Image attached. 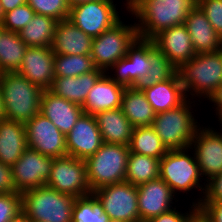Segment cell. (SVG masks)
<instances>
[{"mask_svg":"<svg viewBox=\"0 0 222 222\" xmlns=\"http://www.w3.org/2000/svg\"><path fill=\"white\" fill-rule=\"evenodd\" d=\"M196 5L222 39V0H196Z\"/></svg>","mask_w":222,"mask_h":222,"instance_id":"39","label":"cell"},{"mask_svg":"<svg viewBox=\"0 0 222 222\" xmlns=\"http://www.w3.org/2000/svg\"><path fill=\"white\" fill-rule=\"evenodd\" d=\"M201 202H222V172L207 181Z\"/></svg>","mask_w":222,"mask_h":222,"instance_id":"41","label":"cell"},{"mask_svg":"<svg viewBox=\"0 0 222 222\" xmlns=\"http://www.w3.org/2000/svg\"><path fill=\"white\" fill-rule=\"evenodd\" d=\"M27 0H0L4 12L14 10L16 7L26 4Z\"/></svg>","mask_w":222,"mask_h":222,"instance_id":"45","label":"cell"},{"mask_svg":"<svg viewBox=\"0 0 222 222\" xmlns=\"http://www.w3.org/2000/svg\"><path fill=\"white\" fill-rule=\"evenodd\" d=\"M121 109L133 127L152 126L156 115L145 93L133 87L125 88Z\"/></svg>","mask_w":222,"mask_h":222,"instance_id":"28","label":"cell"},{"mask_svg":"<svg viewBox=\"0 0 222 222\" xmlns=\"http://www.w3.org/2000/svg\"><path fill=\"white\" fill-rule=\"evenodd\" d=\"M150 64L151 68L148 73L141 76L133 88L143 91L162 81L171 79L176 73L177 68L164 56L162 52L157 50L150 40Z\"/></svg>","mask_w":222,"mask_h":222,"instance_id":"31","label":"cell"},{"mask_svg":"<svg viewBox=\"0 0 222 222\" xmlns=\"http://www.w3.org/2000/svg\"><path fill=\"white\" fill-rule=\"evenodd\" d=\"M54 56L51 47H27L16 73L43 90H48L55 78Z\"/></svg>","mask_w":222,"mask_h":222,"instance_id":"19","label":"cell"},{"mask_svg":"<svg viewBox=\"0 0 222 222\" xmlns=\"http://www.w3.org/2000/svg\"><path fill=\"white\" fill-rule=\"evenodd\" d=\"M55 77H76L98 68L90 55H55Z\"/></svg>","mask_w":222,"mask_h":222,"instance_id":"34","label":"cell"},{"mask_svg":"<svg viewBox=\"0 0 222 222\" xmlns=\"http://www.w3.org/2000/svg\"><path fill=\"white\" fill-rule=\"evenodd\" d=\"M9 222H30L27 216L22 212L14 219H11Z\"/></svg>","mask_w":222,"mask_h":222,"instance_id":"47","label":"cell"},{"mask_svg":"<svg viewBox=\"0 0 222 222\" xmlns=\"http://www.w3.org/2000/svg\"><path fill=\"white\" fill-rule=\"evenodd\" d=\"M125 3L126 11L138 20V37L151 39L164 29L184 24L196 0H125Z\"/></svg>","mask_w":222,"mask_h":222,"instance_id":"1","label":"cell"},{"mask_svg":"<svg viewBox=\"0 0 222 222\" xmlns=\"http://www.w3.org/2000/svg\"><path fill=\"white\" fill-rule=\"evenodd\" d=\"M150 40L176 68L196 55L191 35L184 24L164 29Z\"/></svg>","mask_w":222,"mask_h":222,"instance_id":"18","label":"cell"},{"mask_svg":"<svg viewBox=\"0 0 222 222\" xmlns=\"http://www.w3.org/2000/svg\"><path fill=\"white\" fill-rule=\"evenodd\" d=\"M160 159L129 153L125 181L138 186L159 178Z\"/></svg>","mask_w":222,"mask_h":222,"instance_id":"33","label":"cell"},{"mask_svg":"<svg viewBox=\"0 0 222 222\" xmlns=\"http://www.w3.org/2000/svg\"><path fill=\"white\" fill-rule=\"evenodd\" d=\"M0 193H16L12 179V170L0 162Z\"/></svg>","mask_w":222,"mask_h":222,"instance_id":"43","label":"cell"},{"mask_svg":"<svg viewBox=\"0 0 222 222\" xmlns=\"http://www.w3.org/2000/svg\"><path fill=\"white\" fill-rule=\"evenodd\" d=\"M189 207L191 209L189 208V212L187 211V213H183L178 209L176 210L178 207H175L169 212L151 218L147 222H188L199 211V207L193 203L192 205L190 204Z\"/></svg>","mask_w":222,"mask_h":222,"instance_id":"40","label":"cell"},{"mask_svg":"<svg viewBox=\"0 0 222 222\" xmlns=\"http://www.w3.org/2000/svg\"><path fill=\"white\" fill-rule=\"evenodd\" d=\"M159 177L170 186L177 197L181 192L188 194V192L193 191V188L194 190L197 188V192L201 196L198 195L197 201L193 199L194 201L191 203L200 205L206 182L203 183L204 185L201 184L202 180H205L201 177L199 165L191 148L169 150L160 159Z\"/></svg>","mask_w":222,"mask_h":222,"instance_id":"3","label":"cell"},{"mask_svg":"<svg viewBox=\"0 0 222 222\" xmlns=\"http://www.w3.org/2000/svg\"><path fill=\"white\" fill-rule=\"evenodd\" d=\"M27 147L25 124L0 119V162L12 167Z\"/></svg>","mask_w":222,"mask_h":222,"instance_id":"26","label":"cell"},{"mask_svg":"<svg viewBox=\"0 0 222 222\" xmlns=\"http://www.w3.org/2000/svg\"><path fill=\"white\" fill-rule=\"evenodd\" d=\"M188 222H207L206 218L198 211Z\"/></svg>","mask_w":222,"mask_h":222,"instance_id":"46","label":"cell"},{"mask_svg":"<svg viewBox=\"0 0 222 222\" xmlns=\"http://www.w3.org/2000/svg\"><path fill=\"white\" fill-rule=\"evenodd\" d=\"M184 25L191 35L196 54L216 52L222 49V39L197 5L189 11Z\"/></svg>","mask_w":222,"mask_h":222,"instance_id":"23","label":"cell"},{"mask_svg":"<svg viewBox=\"0 0 222 222\" xmlns=\"http://www.w3.org/2000/svg\"><path fill=\"white\" fill-rule=\"evenodd\" d=\"M149 59L150 39L138 37L129 47L126 56L113 64L108 69L109 72L106 73L117 84L125 88L133 87L136 81L150 70L151 64ZM110 72H113V74Z\"/></svg>","mask_w":222,"mask_h":222,"instance_id":"15","label":"cell"},{"mask_svg":"<svg viewBox=\"0 0 222 222\" xmlns=\"http://www.w3.org/2000/svg\"><path fill=\"white\" fill-rule=\"evenodd\" d=\"M4 112H5L4 100L0 89V119H4Z\"/></svg>","mask_w":222,"mask_h":222,"instance_id":"48","label":"cell"},{"mask_svg":"<svg viewBox=\"0 0 222 222\" xmlns=\"http://www.w3.org/2000/svg\"><path fill=\"white\" fill-rule=\"evenodd\" d=\"M53 159L27 147L11 167L16 192L45 186L51 175Z\"/></svg>","mask_w":222,"mask_h":222,"instance_id":"12","label":"cell"},{"mask_svg":"<svg viewBox=\"0 0 222 222\" xmlns=\"http://www.w3.org/2000/svg\"><path fill=\"white\" fill-rule=\"evenodd\" d=\"M2 29H3V28H2V24L0 23V32H1Z\"/></svg>","mask_w":222,"mask_h":222,"instance_id":"52","label":"cell"},{"mask_svg":"<svg viewBox=\"0 0 222 222\" xmlns=\"http://www.w3.org/2000/svg\"><path fill=\"white\" fill-rule=\"evenodd\" d=\"M95 118L104 143L130 145L133 126L121 108L99 112Z\"/></svg>","mask_w":222,"mask_h":222,"instance_id":"27","label":"cell"},{"mask_svg":"<svg viewBox=\"0 0 222 222\" xmlns=\"http://www.w3.org/2000/svg\"><path fill=\"white\" fill-rule=\"evenodd\" d=\"M57 22L53 17L35 14L18 35L28 47H51Z\"/></svg>","mask_w":222,"mask_h":222,"instance_id":"30","label":"cell"},{"mask_svg":"<svg viewBox=\"0 0 222 222\" xmlns=\"http://www.w3.org/2000/svg\"><path fill=\"white\" fill-rule=\"evenodd\" d=\"M104 73L97 69L76 77H55L48 90L82 107L89 91Z\"/></svg>","mask_w":222,"mask_h":222,"instance_id":"24","label":"cell"},{"mask_svg":"<svg viewBox=\"0 0 222 222\" xmlns=\"http://www.w3.org/2000/svg\"><path fill=\"white\" fill-rule=\"evenodd\" d=\"M35 15L34 10L26 3L8 11L4 15L2 28L6 31L19 32L32 20Z\"/></svg>","mask_w":222,"mask_h":222,"instance_id":"37","label":"cell"},{"mask_svg":"<svg viewBox=\"0 0 222 222\" xmlns=\"http://www.w3.org/2000/svg\"><path fill=\"white\" fill-rule=\"evenodd\" d=\"M129 146L103 143L86 162L91 191L125 181Z\"/></svg>","mask_w":222,"mask_h":222,"instance_id":"7","label":"cell"},{"mask_svg":"<svg viewBox=\"0 0 222 222\" xmlns=\"http://www.w3.org/2000/svg\"><path fill=\"white\" fill-rule=\"evenodd\" d=\"M114 0H93L70 7L68 19L92 38L112 28L121 18Z\"/></svg>","mask_w":222,"mask_h":222,"instance_id":"10","label":"cell"},{"mask_svg":"<svg viewBox=\"0 0 222 222\" xmlns=\"http://www.w3.org/2000/svg\"><path fill=\"white\" fill-rule=\"evenodd\" d=\"M209 102L213 103L212 106L215 107V115L217 118L222 114V84L210 95L207 99Z\"/></svg>","mask_w":222,"mask_h":222,"instance_id":"44","label":"cell"},{"mask_svg":"<svg viewBox=\"0 0 222 222\" xmlns=\"http://www.w3.org/2000/svg\"><path fill=\"white\" fill-rule=\"evenodd\" d=\"M67 3L69 4V6H74L80 3H84V2H89V1H93V0H66Z\"/></svg>","mask_w":222,"mask_h":222,"instance_id":"49","label":"cell"},{"mask_svg":"<svg viewBox=\"0 0 222 222\" xmlns=\"http://www.w3.org/2000/svg\"><path fill=\"white\" fill-rule=\"evenodd\" d=\"M92 41V37L64 19L56 24L51 50L55 55H90Z\"/></svg>","mask_w":222,"mask_h":222,"instance_id":"21","label":"cell"},{"mask_svg":"<svg viewBox=\"0 0 222 222\" xmlns=\"http://www.w3.org/2000/svg\"><path fill=\"white\" fill-rule=\"evenodd\" d=\"M94 115L82 114L66 135L67 154L82 160L95 154L103 144Z\"/></svg>","mask_w":222,"mask_h":222,"instance_id":"17","label":"cell"},{"mask_svg":"<svg viewBox=\"0 0 222 222\" xmlns=\"http://www.w3.org/2000/svg\"><path fill=\"white\" fill-rule=\"evenodd\" d=\"M27 146L42 155L57 158L66 156V136L42 113L25 123Z\"/></svg>","mask_w":222,"mask_h":222,"instance_id":"14","label":"cell"},{"mask_svg":"<svg viewBox=\"0 0 222 222\" xmlns=\"http://www.w3.org/2000/svg\"><path fill=\"white\" fill-rule=\"evenodd\" d=\"M35 14L53 17L57 21L68 19L70 6L66 0H27Z\"/></svg>","mask_w":222,"mask_h":222,"instance_id":"36","label":"cell"},{"mask_svg":"<svg viewBox=\"0 0 222 222\" xmlns=\"http://www.w3.org/2000/svg\"><path fill=\"white\" fill-rule=\"evenodd\" d=\"M202 126L196 130L190 148L194 151L201 177L207 182L222 172V131L210 125Z\"/></svg>","mask_w":222,"mask_h":222,"instance_id":"13","label":"cell"},{"mask_svg":"<svg viewBox=\"0 0 222 222\" xmlns=\"http://www.w3.org/2000/svg\"><path fill=\"white\" fill-rule=\"evenodd\" d=\"M22 212L30 221L72 222L76 197L41 186L21 193Z\"/></svg>","mask_w":222,"mask_h":222,"instance_id":"6","label":"cell"},{"mask_svg":"<svg viewBox=\"0 0 222 222\" xmlns=\"http://www.w3.org/2000/svg\"><path fill=\"white\" fill-rule=\"evenodd\" d=\"M72 222H111L102 212L97 198L92 194L78 197L72 209Z\"/></svg>","mask_w":222,"mask_h":222,"instance_id":"35","label":"cell"},{"mask_svg":"<svg viewBox=\"0 0 222 222\" xmlns=\"http://www.w3.org/2000/svg\"><path fill=\"white\" fill-rule=\"evenodd\" d=\"M92 193L111 222H140L137 186L124 181L103 186Z\"/></svg>","mask_w":222,"mask_h":222,"instance_id":"9","label":"cell"},{"mask_svg":"<svg viewBox=\"0 0 222 222\" xmlns=\"http://www.w3.org/2000/svg\"><path fill=\"white\" fill-rule=\"evenodd\" d=\"M177 74L188 99L207 101L222 84V49L196 54L177 68Z\"/></svg>","mask_w":222,"mask_h":222,"instance_id":"2","label":"cell"},{"mask_svg":"<svg viewBox=\"0 0 222 222\" xmlns=\"http://www.w3.org/2000/svg\"><path fill=\"white\" fill-rule=\"evenodd\" d=\"M4 15H5V12H4L3 7L0 3V23H2V21L4 19Z\"/></svg>","mask_w":222,"mask_h":222,"instance_id":"50","label":"cell"},{"mask_svg":"<svg viewBox=\"0 0 222 222\" xmlns=\"http://www.w3.org/2000/svg\"><path fill=\"white\" fill-rule=\"evenodd\" d=\"M130 152L161 159L169 150L152 126L133 127Z\"/></svg>","mask_w":222,"mask_h":222,"instance_id":"32","label":"cell"},{"mask_svg":"<svg viewBox=\"0 0 222 222\" xmlns=\"http://www.w3.org/2000/svg\"><path fill=\"white\" fill-rule=\"evenodd\" d=\"M4 118L26 123L40 113L43 89L16 72L0 74Z\"/></svg>","mask_w":222,"mask_h":222,"instance_id":"4","label":"cell"},{"mask_svg":"<svg viewBox=\"0 0 222 222\" xmlns=\"http://www.w3.org/2000/svg\"><path fill=\"white\" fill-rule=\"evenodd\" d=\"M198 207L207 222H222V202H201Z\"/></svg>","mask_w":222,"mask_h":222,"instance_id":"42","label":"cell"},{"mask_svg":"<svg viewBox=\"0 0 222 222\" xmlns=\"http://www.w3.org/2000/svg\"><path fill=\"white\" fill-rule=\"evenodd\" d=\"M218 119L219 120H217V121H219L218 123H220L218 125H220L219 127H222V114L218 117ZM219 130L222 131V128L221 129L219 128Z\"/></svg>","mask_w":222,"mask_h":222,"instance_id":"51","label":"cell"},{"mask_svg":"<svg viewBox=\"0 0 222 222\" xmlns=\"http://www.w3.org/2000/svg\"><path fill=\"white\" fill-rule=\"evenodd\" d=\"M22 213L21 193H0V222H9Z\"/></svg>","mask_w":222,"mask_h":222,"instance_id":"38","label":"cell"},{"mask_svg":"<svg viewBox=\"0 0 222 222\" xmlns=\"http://www.w3.org/2000/svg\"><path fill=\"white\" fill-rule=\"evenodd\" d=\"M126 24L122 19L112 28L93 38L90 56L98 69L105 73L126 56L129 47L138 38L136 22Z\"/></svg>","mask_w":222,"mask_h":222,"instance_id":"8","label":"cell"},{"mask_svg":"<svg viewBox=\"0 0 222 222\" xmlns=\"http://www.w3.org/2000/svg\"><path fill=\"white\" fill-rule=\"evenodd\" d=\"M27 47L18 32L2 29L0 32V74L17 72Z\"/></svg>","mask_w":222,"mask_h":222,"instance_id":"29","label":"cell"},{"mask_svg":"<svg viewBox=\"0 0 222 222\" xmlns=\"http://www.w3.org/2000/svg\"><path fill=\"white\" fill-rule=\"evenodd\" d=\"M155 114L177 108L188 98L179 76L157 83L143 90Z\"/></svg>","mask_w":222,"mask_h":222,"instance_id":"25","label":"cell"},{"mask_svg":"<svg viewBox=\"0 0 222 222\" xmlns=\"http://www.w3.org/2000/svg\"><path fill=\"white\" fill-rule=\"evenodd\" d=\"M40 113L51 120L66 136L83 114V109L71 101L56 96L49 90H43Z\"/></svg>","mask_w":222,"mask_h":222,"instance_id":"20","label":"cell"},{"mask_svg":"<svg viewBox=\"0 0 222 222\" xmlns=\"http://www.w3.org/2000/svg\"><path fill=\"white\" fill-rule=\"evenodd\" d=\"M137 193L140 222H147L153 217L169 212L177 207H173V204L179 201L178 198L176 201L177 196L160 177L138 185Z\"/></svg>","mask_w":222,"mask_h":222,"instance_id":"16","label":"cell"},{"mask_svg":"<svg viewBox=\"0 0 222 222\" xmlns=\"http://www.w3.org/2000/svg\"><path fill=\"white\" fill-rule=\"evenodd\" d=\"M46 186L76 198L92 194L85 160L70 155L54 158Z\"/></svg>","mask_w":222,"mask_h":222,"instance_id":"11","label":"cell"},{"mask_svg":"<svg viewBox=\"0 0 222 222\" xmlns=\"http://www.w3.org/2000/svg\"><path fill=\"white\" fill-rule=\"evenodd\" d=\"M125 87L117 84L104 73L91 88L82 105L83 113L96 115L99 112L121 108Z\"/></svg>","mask_w":222,"mask_h":222,"instance_id":"22","label":"cell"},{"mask_svg":"<svg viewBox=\"0 0 222 222\" xmlns=\"http://www.w3.org/2000/svg\"><path fill=\"white\" fill-rule=\"evenodd\" d=\"M195 102L197 101L187 99L177 108L155 115L152 127L168 150L191 147L196 130L200 126L192 111V106L197 107Z\"/></svg>","mask_w":222,"mask_h":222,"instance_id":"5","label":"cell"}]
</instances>
